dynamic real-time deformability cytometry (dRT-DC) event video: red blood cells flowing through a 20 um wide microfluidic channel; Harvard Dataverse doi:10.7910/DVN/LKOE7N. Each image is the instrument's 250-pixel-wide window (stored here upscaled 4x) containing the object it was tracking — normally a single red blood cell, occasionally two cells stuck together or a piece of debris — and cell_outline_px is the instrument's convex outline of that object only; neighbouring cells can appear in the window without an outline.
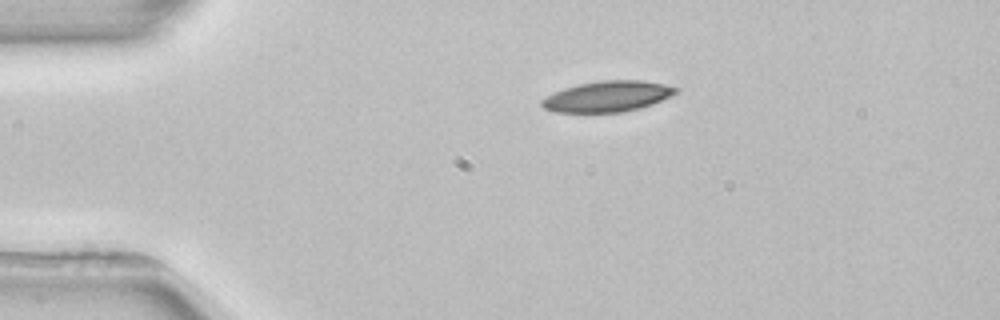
{"species": "common noctule bat (a hibernating species)", "species_latin": "Nyctalus noctula", "temperature_condition": "room temperature", "stored_images_in_passage": 2, "camera_frame_rate_fps": 3000, "um_per_image_px": 0.085, "animal": {"sex": "female", "body_mass_g": 22.7, "forearm_length_mm": 54.2}, "frame": {"image": 1, "passage_image": 1, "time_ms": 0.0, "image_size_px": [1000, 320], "cell_outline_px": [[680, 88], [672, 96], [652, 104], [640, 108], [624, 112], [552, 112], [544, 108], [540, 104], [540, 100], [564, 88], [580, 84], [600, 80], [640, 80], [664, 84]], "centroid_in_image_um": [51.65, 8.2], "position_along_channel_um": 33.3, "area_um2": 23.99}}